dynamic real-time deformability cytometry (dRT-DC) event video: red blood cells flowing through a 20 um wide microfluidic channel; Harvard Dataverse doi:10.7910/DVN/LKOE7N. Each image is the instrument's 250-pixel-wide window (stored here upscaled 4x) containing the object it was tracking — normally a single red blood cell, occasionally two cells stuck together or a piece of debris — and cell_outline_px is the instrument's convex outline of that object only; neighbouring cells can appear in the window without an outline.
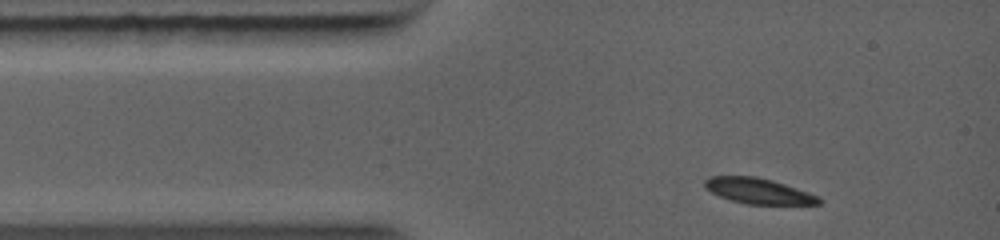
{"species": "common noctule bat (a hibernating species)", "species_latin": "Nyctalus noctula", "temperature_condition": "warm", "stored_images_in_passage": 4, "camera_frame_rate_fps": 5000, "um_per_image_px": 0.085, "animal": {"sex": "female", "body_mass_g": 19.0, "forearm_length_mm": 56.7}, "frame": {"image": 1, "passage_image": 1, "time_ms": 0.0, "image_size_px": [1000, 240], "cell_outline_px": [[824, 200], [820, 204], [748, 204], [732, 200], [720, 196], [704, 188], [704, 180], [708, 176], [756, 176], [772, 180], [820, 196]], "centroid_in_image_um": [64.47, 16.23], "position_along_channel_um": 20.5, "area_um2": 16.99}}
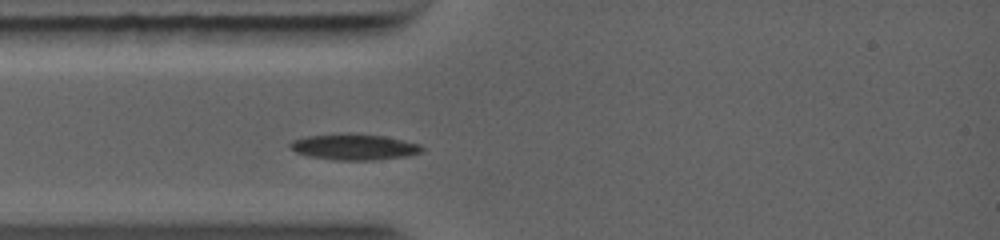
{"frame": {"image": 2, "passage_image": 3, "time_ms": 1.4, "image_size_px": [1000, 240], "cell_outline_px": [[424, 148], [420, 152], [408, 156], [372, 160], [332, 160], [308, 156], [296, 152], [288, 144], [292, 140], [308, 136], [348, 132], [384, 136], [420, 144]], "centroid_in_image_um": [30.08, 12.48], "position_along_channel_um": 54.9, "area_um2": 20.06}}
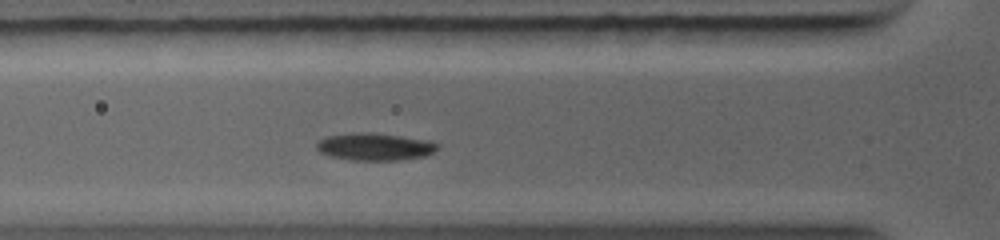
{"frame": {"image": 3, "passage_image": 4, "time_ms": 2.2, "image_size_px": [1000, 240], "cell_outline_px": [[440, 148], [424, 156], [400, 160], [348, 160], [328, 156], [320, 152], [316, 148], [316, 144], [320, 140], [328, 136], [348, 132], [372, 132], [428, 140], [440, 144]], "centroid_in_image_um": [31.84, 12.47], "position_along_channel_um": 94.0, "area_um2": 19.48}}